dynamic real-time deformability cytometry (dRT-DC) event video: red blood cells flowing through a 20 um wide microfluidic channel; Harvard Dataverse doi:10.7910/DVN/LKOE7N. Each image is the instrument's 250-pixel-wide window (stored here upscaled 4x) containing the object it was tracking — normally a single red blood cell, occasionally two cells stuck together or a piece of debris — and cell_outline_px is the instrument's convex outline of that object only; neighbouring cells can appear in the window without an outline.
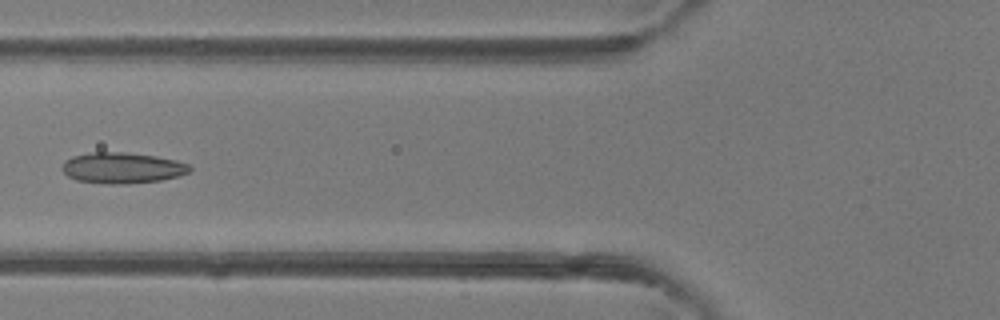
{"species": "common noctule bat (a hibernating species)", "species_latin": "Nyctalus noctula", "temperature_condition": "room temperature", "stored_images_in_passage": 4, "camera_frame_rate_fps": 3000, "um_per_image_px": 0.085, "animal": {"sex": "female"}, "frame": {"image": 1, "passage_image": 4, "time_ms": 3.0, "image_size_px": [1000, 320], "cell_outline_px": [[192, 168], [188, 172], [180, 176], [160, 180], [128, 184], [108, 184], [76, 180], [68, 176], [60, 168], [64, 160], [72, 156], [92, 152], [124, 152], [156, 156], [176, 160], [188, 164]], "centroid_in_image_um": [10.37, 14.27], "position_along_channel_um": 115.4, "area_um2": 23.12}}